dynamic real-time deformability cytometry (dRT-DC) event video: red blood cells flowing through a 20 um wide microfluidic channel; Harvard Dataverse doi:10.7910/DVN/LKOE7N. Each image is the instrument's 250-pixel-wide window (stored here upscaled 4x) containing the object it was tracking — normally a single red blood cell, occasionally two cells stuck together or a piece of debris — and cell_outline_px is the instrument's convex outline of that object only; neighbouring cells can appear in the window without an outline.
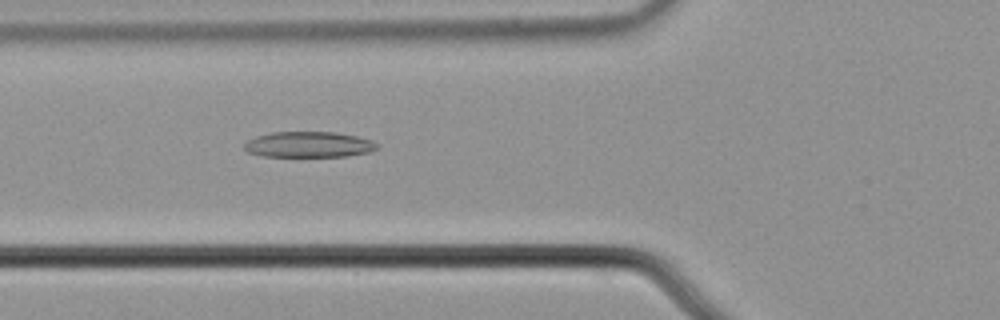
{"species": "common noctule bat (a hibernating species)", "species_latin": "Nyctalus noctula", "temperature_condition": "cold", "stored_images_in_passage": 56, "camera_frame_rate_fps": 3000, "um_per_image_px": 0.085, "animal": {"sex": "male", "body_mass_g": 21.5, "forearm_length_mm": 52.0}, "frame": {"image": 1, "passage_image": 21, "time_ms": 6.667, "image_size_px": [1000, 320], "cell_outline_px": [[376, 148], [372, 152], [348, 156], [260, 156], [248, 152], [244, 148], [244, 144], [248, 140], [256, 136], [272, 132], [336, 132], [356, 136], [372, 140], [376, 144]], "centroid_in_image_um": [26.24, 12.28], "position_along_channel_um": 99.6, "area_um2": 19.88}}
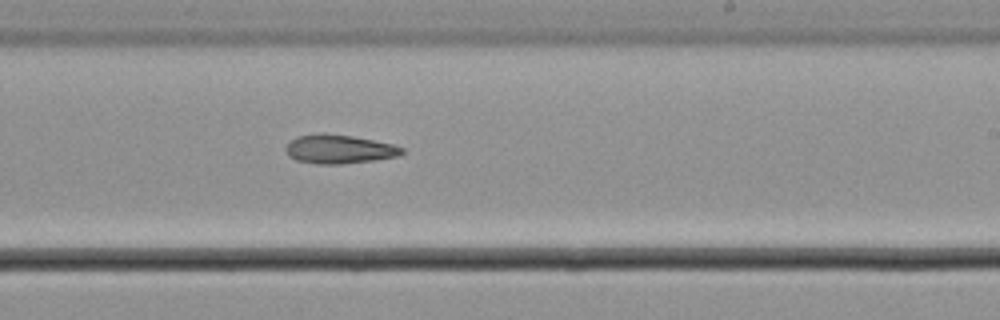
{"frame": {"image": 2, "passage_image": 34, "time_ms": 11.0, "image_size_px": [1000, 320], "cell_outline_px": [[404, 152], [400, 156], [376, 160], [340, 164], [316, 164], [296, 160], [288, 156], [284, 148], [296, 136], [320, 132], [324, 132], [352, 136], [392, 144], [404, 148]], "centroid_in_image_um": [28.81, 12.67], "position_along_channel_um": 260.2, "area_um2": 19.77}}
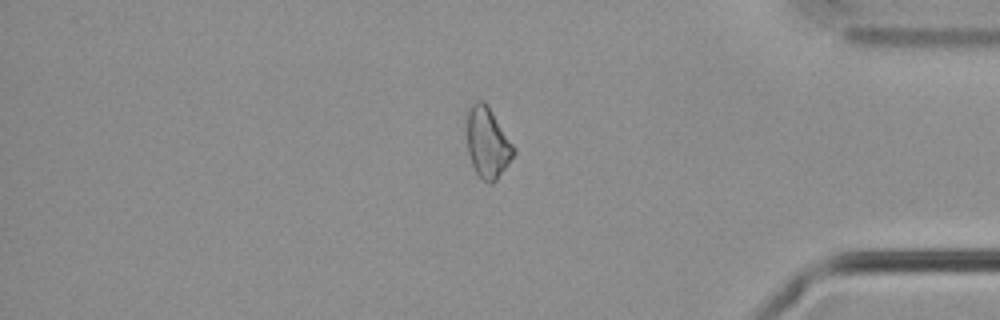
{"frame": {"image": 3, "passage_image": 47, "time_ms": 15.333, "image_size_px": [1000, 320], "cell_outline_px": [[516, 152], [508, 164], [496, 180], [492, 184], [488, 184], [476, 172], [472, 164], [468, 152], [468, 112], [472, 104], [476, 100], [484, 100], [516, 148]], "centroid_in_image_um": [41.47, 12.14], "position_along_channel_um": 393.7, "area_um2": 18.96}}